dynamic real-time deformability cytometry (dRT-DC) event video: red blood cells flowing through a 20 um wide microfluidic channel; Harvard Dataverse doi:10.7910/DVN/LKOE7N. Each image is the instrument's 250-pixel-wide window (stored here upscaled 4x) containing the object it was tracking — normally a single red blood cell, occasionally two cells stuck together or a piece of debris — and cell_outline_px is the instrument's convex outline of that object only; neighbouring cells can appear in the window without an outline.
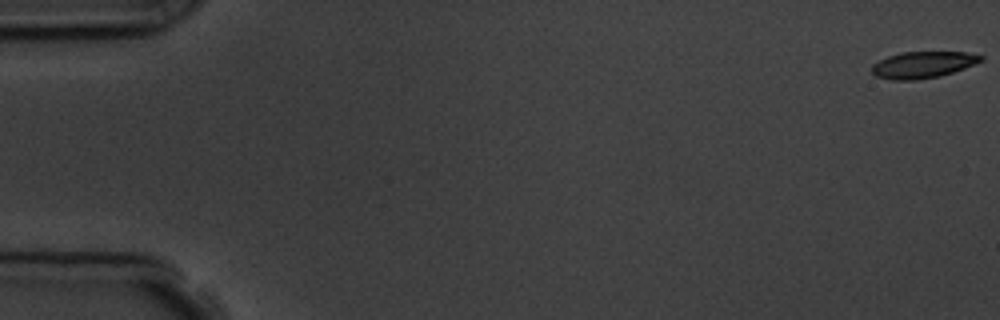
{"species": "common noctule bat (a hibernating species)", "species_latin": "Nyctalus noctula", "temperature_condition": "room temperature", "stored_images_in_passage": 7, "camera_frame_rate_fps": 3000, "um_per_image_px": 0.085, "animal": {"sex": "male", "body_mass_g": 19.5, "forearm_length_mm": 54.6}, "frame": {"image": 1, "passage_image": 1, "time_ms": 0.0, "image_size_px": [1000, 320], "cell_outline_px": [[984, 60], [964, 68], [940, 76], [916, 80], [892, 80], [876, 76], [872, 72], [872, 64], [888, 56], [904, 52], [964, 52], [984, 56]], "centroid_in_image_um": [78.44, 5.51], "position_along_channel_um": 6.6, "area_um2": 16.76}}
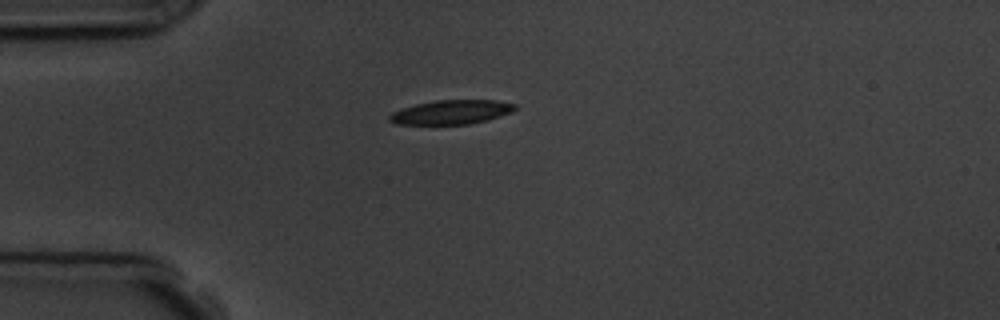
{"frame": {"image": 2, "passage_image": 5, "time_ms": 4.667, "image_size_px": [1000, 320], "cell_outline_px": [[516, 108], [512, 112], [488, 120], [468, 124], [396, 124], [388, 120], [388, 116], [392, 112], [416, 104], [436, 100], [496, 100], [516, 104]], "centroid_in_image_um": [38.37, 9.53], "position_along_channel_um": 46.6, "area_um2": 17.63}}